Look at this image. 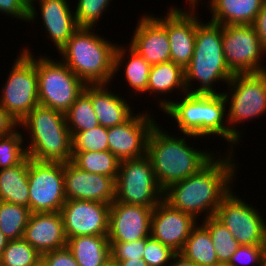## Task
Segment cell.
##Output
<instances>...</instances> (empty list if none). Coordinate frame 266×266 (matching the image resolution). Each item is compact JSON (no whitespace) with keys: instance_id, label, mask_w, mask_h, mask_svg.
Returning a JSON list of instances; mask_svg holds the SVG:
<instances>
[{"instance_id":"obj_45","label":"cell","mask_w":266,"mask_h":266,"mask_svg":"<svg viewBox=\"0 0 266 266\" xmlns=\"http://www.w3.org/2000/svg\"><path fill=\"white\" fill-rule=\"evenodd\" d=\"M168 266H199L196 263L185 259L181 254L177 253Z\"/></svg>"},{"instance_id":"obj_44","label":"cell","mask_w":266,"mask_h":266,"mask_svg":"<svg viewBox=\"0 0 266 266\" xmlns=\"http://www.w3.org/2000/svg\"><path fill=\"white\" fill-rule=\"evenodd\" d=\"M252 26L255 28L256 34L261 42V46L266 52V2L263 4L260 12L256 15Z\"/></svg>"},{"instance_id":"obj_27","label":"cell","mask_w":266,"mask_h":266,"mask_svg":"<svg viewBox=\"0 0 266 266\" xmlns=\"http://www.w3.org/2000/svg\"><path fill=\"white\" fill-rule=\"evenodd\" d=\"M117 44L114 54V74L119 70L122 62L128 57V63H125V79L131 88L138 93H146L148 91V77L151 70V65L148 64L138 53L130 46L129 49ZM126 52V53H125ZM128 52V56L126 55ZM126 55V57H125Z\"/></svg>"},{"instance_id":"obj_40","label":"cell","mask_w":266,"mask_h":266,"mask_svg":"<svg viewBox=\"0 0 266 266\" xmlns=\"http://www.w3.org/2000/svg\"><path fill=\"white\" fill-rule=\"evenodd\" d=\"M262 245H240L232 255L231 266H261ZM253 264V265H249Z\"/></svg>"},{"instance_id":"obj_42","label":"cell","mask_w":266,"mask_h":266,"mask_svg":"<svg viewBox=\"0 0 266 266\" xmlns=\"http://www.w3.org/2000/svg\"><path fill=\"white\" fill-rule=\"evenodd\" d=\"M0 13L28 22L29 7L22 0H0Z\"/></svg>"},{"instance_id":"obj_47","label":"cell","mask_w":266,"mask_h":266,"mask_svg":"<svg viewBox=\"0 0 266 266\" xmlns=\"http://www.w3.org/2000/svg\"><path fill=\"white\" fill-rule=\"evenodd\" d=\"M118 266H148L143 259L140 260H125V261H116Z\"/></svg>"},{"instance_id":"obj_4","label":"cell","mask_w":266,"mask_h":266,"mask_svg":"<svg viewBox=\"0 0 266 266\" xmlns=\"http://www.w3.org/2000/svg\"><path fill=\"white\" fill-rule=\"evenodd\" d=\"M106 39L93 28L79 27L59 51L62 61L86 85H108L114 77L117 43Z\"/></svg>"},{"instance_id":"obj_25","label":"cell","mask_w":266,"mask_h":266,"mask_svg":"<svg viewBox=\"0 0 266 266\" xmlns=\"http://www.w3.org/2000/svg\"><path fill=\"white\" fill-rule=\"evenodd\" d=\"M29 157L20 164L0 169V201L29 208Z\"/></svg>"},{"instance_id":"obj_39","label":"cell","mask_w":266,"mask_h":266,"mask_svg":"<svg viewBox=\"0 0 266 266\" xmlns=\"http://www.w3.org/2000/svg\"><path fill=\"white\" fill-rule=\"evenodd\" d=\"M111 257L115 261L140 260L143 258L146 238L133 242H109Z\"/></svg>"},{"instance_id":"obj_13","label":"cell","mask_w":266,"mask_h":266,"mask_svg":"<svg viewBox=\"0 0 266 266\" xmlns=\"http://www.w3.org/2000/svg\"><path fill=\"white\" fill-rule=\"evenodd\" d=\"M259 213L232 190L222 200L214 217L240 245H262L266 237V221Z\"/></svg>"},{"instance_id":"obj_28","label":"cell","mask_w":266,"mask_h":266,"mask_svg":"<svg viewBox=\"0 0 266 266\" xmlns=\"http://www.w3.org/2000/svg\"><path fill=\"white\" fill-rule=\"evenodd\" d=\"M198 224L191 230L179 254L199 266H216L219 262L210 233L203 224Z\"/></svg>"},{"instance_id":"obj_17","label":"cell","mask_w":266,"mask_h":266,"mask_svg":"<svg viewBox=\"0 0 266 266\" xmlns=\"http://www.w3.org/2000/svg\"><path fill=\"white\" fill-rule=\"evenodd\" d=\"M153 209L114 201L109 210V242H133L150 237Z\"/></svg>"},{"instance_id":"obj_26","label":"cell","mask_w":266,"mask_h":266,"mask_svg":"<svg viewBox=\"0 0 266 266\" xmlns=\"http://www.w3.org/2000/svg\"><path fill=\"white\" fill-rule=\"evenodd\" d=\"M67 247L79 266H100L111 257L108 236L72 237Z\"/></svg>"},{"instance_id":"obj_46","label":"cell","mask_w":266,"mask_h":266,"mask_svg":"<svg viewBox=\"0 0 266 266\" xmlns=\"http://www.w3.org/2000/svg\"><path fill=\"white\" fill-rule=\"evenodd\" d=\"M29 7V19L28 22H34L38 16L37 9L34 6L36 0H22ZM37 15V16H36Z\"/></svg>"},{"instance_id":"obj_48","label":"cell","mask_w":266,"mask_h":266,"mask_svg":"<svg viewBox=\"0 0 266 266\" xmlns=\"http://www.w3.org/2000/svg\"><path fill=\"white\" fill-rule=\"evenodd\" d=\"M8 243L7 238L5 237V235L0 231V257L6 247Z\"/></svg>"},{"instance_id":"obj_33","label":"cell","mask_w":266,"mask_h":266,"mask_svg":"<svg viewBox=\"0 0 266 266\" xmlns=\"http://www.w3.org/2000/svg\"><path fill=\"white\" fill-rule=\"evenodd\" d=\"M202 224L210 233L218 262L229 263L240 244L233 238L229 230L214 216L202 219Z\"/></svg>"},{"instance_id":"obj_18","label":"cell","mask_w":266,"mask_h":266,"mask_svg":"<svg viewBox=\"0 0 266 266\" xmlns=\"http://www.w3.org/2000/svg\"><path fill=\"white\" fill-rule=\"evenodd\" d=\"M171 7L164 17H155L167 30L170 41L171 61L185 69L193 56L196 40L195 9ZM188 11V12H187Z\"/></svg>"},{"instance_id":"obj_37","label":"cell","mask_w":266,"mask_h":266,"mask_svg":"<svg viewBox=\"0 0 266 266\" xmlns=\"http://www.w3.org/2000/svg\"><path fill=\"white\" fill-rule=\"evenodd\" d=\"M110 1L112 0H78L74 11L77 26L94 28L102 13L108 9Z\"/></svg>"},{"instance_id":"obj_51","label":"cell","mask_w":266,"mask_h":266,"mask_svg":"<svg viewBox=\"0 0 266 266\" xmlns=\"http://www.w3.org/2000/svg\"><path fill=\"white\" fill-rule=\"evenodd\" d=\"M187 1H189V7H190L191 9H195V8H196V5L199 4V3H198L199 0H187Z\"/></svg>"},{"instance_id":"obj_9","label":"cell","mask_w":266,"mask_h":266,"mask_svg":"<svg viewBox=\"0 0 266 266\" xmlns=\"http://www.w3.org/2000/svg\"><path fill=\"white\" fill-rule=\"evenodd\" d=\"M18 56L3 85L0 105L20 123L39 105V100L36 58L26 47Z\"/></svg>"},{"instance_id":"obj_16","label":"cell","mask_w":266,"mask_h":266,"mask_svg":"<svg viewBox=\"0 0 266 266\" xmlns=\"http://www.w3.org/2000/svg\"><path fill=\"white\" fill-rule=\"evenodd\" d=\"M64 185L66 200L115 201V178L83 171L71 161L64 163Z\"/></svg>"},{"instance_id":"obj_29","label":"cell","mask_w":266,"mask_h":266,"mask_svg":"<svg viewBox=\"0 0 266 266\" xmlns=\"http://www.w3.org/2000/svg\"><path fill=\"white\" fill-rule=\"evenodd\" d=\"M180 89L183 94L187 93L185 88V71L173 61L163 62L151 67L148 77V92L153 94H164ZM168 92V93H167Z\"/></svg>"},{"instance_id":"obj_20","label":"cell","mask_w":266,"mask_h":266,"mask_svg":"<svg viewBox=\"0 0 266 266\" xmlns=\"http://www.w3.org/2000/svg\"><path fill=\"white\" fill-rule=\"evenodd\" d=\"M135 29L129 46L148 64L171 61L167 30L153 15L144 14Z\"/></svg>"},{"instance_id":"obj_7","label":"cell","mask_w":266,"mask_h":266,"mask_svg":"<svg viewBox=\"0 0 266 266\" xmlns=\"http://www.w3.org/2000/svg\"><path fill=\"white\" fill-rule=\"evenodd\" d=\"M228 86V88L233 89H228L233 94L225 91L223 95L227 104H230L226 118L229 124L230 151L233 152L234 144L236 146V143H239L238 141L242 137L241 131L234 126L254 117L256 119L266 113V71L234 74L228 82ZM231 95L232 97H230Z\"/></svg>"},{"instance_id":"obj_10","label":"cell","mask_w":266,"mask_h":266,"mask_svg":"<svg viewBox=\"0 0 266 266\" xmlns=\"http://www.w3.org/2000/svg\"><path fill=\"white\" fill-rule=\"evenodd\" d=\"M163 192L147 155L120 161L115 201L155 207L163 200Z\"/></svg>"},{"instance_id":"obj_22","label":"cell","mask_w":266,"mask_h":266,"mask_svg":"<svg viewBox=\"0 0 266 266\" xmlns=\"http://www.w3.org/2000/svg\"><path fill=\"white\" fill-rule=\"evenodd\" d=\"M35 2L40 3L45 31L59 52L79 28L74 11L70 9L67 0H36Z\"/></svg>"},{"instance_id":"obj_41","label":"cell","mask_w":266,"mask_h":266,"mask_svg":"<svg viewBox=\"0 0 266 266\" xmlns=\"http://www.w3.org/2000/svg\"><path fill=\"white\" fill-rule=\"evenodd\" d=\"M42 263L44 266H79L67 246L42 254Z\"/></svg>"},{"instance_id":"obj_49","label":"cell","mask_w":266,"mask_h":266,"mask_svg":"<svg viewBox=\"0 0 266 266\" xmlns=\"http://www.w3.org/2000/svg\"><path fill=\"white\" fill-rule=\"evenodd\" d=\"M261 266H266V237L264 243L262 244Z\"/></svg>"},{"instance_id":"obj_8","label":"cell","mask_w":266,"mask_h":266,"mask_svg":"<svg viewBox=\"0 0 266 266\" xmlns=\"http://www.w3.org/2000/svg\"><path fill=\"white\" fill-rule=\"evenodd\" d=\"M38 57L39 104L65 113L83 93L86 84L61 59L54 61L50 57Z\"/></svg>"},{"instance_id":"obj_19","label":"cell","mask_w":266,"mask_h":266,"mask_svg":"<svg viewBox=\"0 0 266 266\" xmlns=\"http://www.w3.org/2000/svg\"><path fill=\"white\" fill-rule=\"evenodd\" d=\"M190 214L171 207L162 200L151 215L150 236L179 253L197 224Z\"/></svg>"},{"instance_id":"obj_24","label":"cell","mask_w":266,"mask_h":266,"mask_svg":"<svg viewBox=\"0 0 266 266\" xmlns=\"http://www.w3.org/2000/svg\"><path fill=\"white\" fill-rule=\"evenodd\" d=\"M210 21L222 26L252 25L266 0H208Z\"/></svg>"},{"instance_id":"obj_6","label":"cell","mask_w":266,"mask_h":266,"mask_svg":"<svg viewBox=\"0 0 266 266\" xmlns=\"http://www.w3.org/2000/svg\"><path fill=\"white\" fill-rule=\"evenodd\" d=\"M19 126L29 130L31 143L25 144V148L32 160L60 163L72 160V136L63 112L39 104Z\"/></svg>"},{"instance_id":"obj_52","label":"cell","mask_w":266,"mask_h":266,"mask_svg":"<svg viewBox=\"0 0 266 266\" xmlns=\"http://www.w3.org/2000/svg\"><path fill=\"white\" fill-rule=\"evenodd\" d=\"M216 266H231L229 263H218Z\"/></svg>"},{"instance_id":"obj_32","label":"cell","mask_w":266,"mask_h":266,"mask_svg":"<svg viewBox=\"0 0 266 266\" xmlns=\"http://www.w3.org/2000/svg\"><path fill=\"white\" fill-rule=\"evenodd\" d=\"M30 214L26 206L0 201V231L8 241L23 238Z\"/></svg>"},{"instance_id":"obj_50","label":"cell","mask_w":266,"mask_h":266,"mask_svg":"<svg viewBox=\"0 0 266 266\" xmlns=\"http://www.w3.org/2000/svg\"><path fill=\"white\" fill-rule=\"evenodd\" d=\"M100 266H118L117 262L112 258L109 257L102 265Z\"/></svg>"},{"instance_id":"obj_1","label":"cell","mask_w":266,"mask_h":266,"mask_svg":"<svg viewBox=\"0 0 266 266\" xmlns=\"http://www.w3.org/2000/svg\"><path fill=\"white\" fill-rule=\"evenodd\" d=\"M228 152L225 158L214 157L199 172L168 186L163 192V200L196 220L201 213H206L204 219L213 217L222 200L233 190L230 186L237 166L233 152L229 149Z\"/></svg>"},{"instance_id":"obj_5","label":"cell","mask_w":266,"mask_h":266,"mask_svg":"<svg viewBox=\"0 0 266 266\" xmlns=\"http://www.w3.org/2000/svg\"><path fill=\"white\" fill-rule=\"evenodd\" d=\"M185 88L191 94H223L213 88L215 82H228L234 73L226 64L222 48V25L212 21L201 22L196 17V40L190 64L184 69ZM198 80L200 87L191 88ZM191 83V84H190ZM192 89V90H191Z\"/></svg>"},{"instance_id":"obj_38","label":"cell","mask_w":266,"mask_h":266,"mask_svg":"<svg viewBox=\"0 0 266 266\" xmlns=\"http://www.w3.org/2000/svg\"><path fill=\"white\" fill-rule=\"evenodd\" d=\"M176 254L177 252L171 247L162 244L150 236L146 238L142 259L148 266H168Z\"/></svg>"},{"instance_id":"obj_21","label":"cell","mask_w":266,"mask_h":266,"mask_svg":"<svg viewBox=\"0 0 266 266\" xmlns=\"http://www.w3.org/2000/svg\"><path fill=\"white\" fill-rule=\"evenodd\" d=\"M23 238L41 255L67 246L60 212L31 213Z\"/></svg>"},{"instance_id":"obj_14","label":"cell","mask_w":266,"mask_h":266,"mask_svg":"<svg viewBox=\"0 0 266 266\" xmlns=\"http://www.w3.org/2000/svg\"><path fill=\"white\" fill-rule=\"evenodd\" d=\"M110 206L97 201L66 200L60 214L67 240L77 236H108Z\"/></svg>"},{"instance_id":"obj_35","label":"cell","mask_w":266,"mask_h":266,"mask_svg":"<svg viewBox=\"0 0 266 266\" xmlns=\"http://www.w3.org/2000/svg\"><path fill=\"white\" fill-rule=\"evenodd\" d=\"M108 128L101 125L72 136V152L108 151Z\"/></svg>"},{"instance_id":"obj_11","label":"cell","mask_w":266,"mask_h":266,"mask_svg":"<svg viewBox=\"0 0 266 266\" xmlns=\"http://www.w3.org/2000/svg\"><path fill=\"white\" fill-rule=\"evenodd\" d=\"M28 185L31 213L60 212L66 202L64 163L29 158Z\"/></svg>"},{"instance_id":"obj_2","label":"cell","mask_w":266,"mask_h":266,"mask_svg":"<svg viewBox=\"0 0 266 266\" xmlns=\"http://www.w3.org/2000/svg\"><path fill=\"white\" fill-rule=\"evenodd\" d=\"M175 137L156 124L147 142L146 155L163 190L199 172L215 157L212 152L189 146L185 136Z\"/></svg>"},{"instance_id":"obj_31","label":"cell","mask_w":266,"mask_h":266,"mask_svg":"<svg viewBox=\"0 0 266 266\" xmlns=\"http://www.w3.org/2000/svg\"><path fill=\"white\" fill-rule=\"evenodd\" d=\"M71 162L79 169L116 179L120 160L109 150L102 152H72Z\"/></svg>"},{"instance_id":"obj_30","label":"cell","mask_w":266,"mask_h":266,"mask_svg":"<svg viewBox=\"0 0 266 266\" xmlns=\"http://www.w3.org/2000/svg\"><path fill=\"white\" fill-rule=\"evenodd\" d=\"M64 114L71 136L100 125L91 103V85L85 86L83 93Z\"/></svg>"},{"instance_id":"obj_34","label":"cell","mask_w":266,"mask_h":266,"mask_svg":"<svg viewBox=\"0 0 266 266\" xmlns=\"http://www.w3.org/2000/svg\"><path fill=\"white\" fill-rule=\"evenodd\" d=\"M42 255L24 238L9 240L1 257V266H38Z\"/></svg>"},{"instance_id":"obj_12","label":"cell","mask_w":266,"mask_h":266,"mask_svg":"<svg viewBox=\"0 0 266 266\" xmlns=\"http://www.w3.org/2000/svg\"><path fill=\"white\" fill-rule=\"evenodd\" d=\"M222 48L226 64L234 74L266 71L261 61L266 52L252 25L222 26Z\"/></svg>"},{"instance_id":"obj_15","label":"cell","mask_w":266,"mask_h":266,"mask_svg":"<svg viewBox=\"0 0 266 266\" xmlns=\"http://www.w3.org/2000/svg\"><path fill=\"white\" fill-rule=\"evenodd\" d=\"M151 113H137L120 125L108 128L109 151L120 161L146 155L151 130L157 123Z\"/></svg>"},{"instance_id":"obj_43","label":"cell","mask_w":266,"mask_h":266,"mask_svg":"<svg viewBox=\"0 0 266 266\" xmlns=\"http://www.w3.org/2000/svg\"><path fill=\"white\" fill-rule=\"evenodd\" d=\"M19 123L0 105V137H5L18 130Z\"/></svg>"},{"instance_id":"obj_36","label":"cell","mask_w":266,"mask_h":266,"mask_svg":"<svg viewBox=\"0 0 266 266\" xmlns=\"http://www.w3.org/2000/svg\"><path fill=\"white\" fill-rule=\"evenodd\" d=\"M21 133L16 130L8 136L0 137V169L14 167L27 157L23 143L25 134Z\"/></svg>"},{"instance_id":"obj_23","label":"cell","mask_w":266,"mask_h":266,"mask_svg":"<svg viewBox=\"0 0 266 266\" xmlns=\"http://www.w3.org/2000/svg\"><path fill=\"white\" fill-rule=\"evenodd\" d=\"M106 87L107 84L91 85V103L99 124L110 128L127 121L133 111L125 99Z\"/></svg>"},{"instance_id":"obj_3","label":"cell","mask_w":266,"mask_h":266,"mask_svg":"<svg viewBox=\"0 0 266 266\" xmlns=\"http://www.w3.org/2000/svg\"><path fill=\"white\" fill-rule=\"evenodd\" d=\"M179 101L159 99L160 108L178 124V131L193 138L216 135L229 142L226 99L223 94H182ZM167 100V101H166ZM226 113V114H225ZM226 122H225V121ZM226 123V124H224ZM227 125V126H226Z\"/></svg>"}]
</instances>
